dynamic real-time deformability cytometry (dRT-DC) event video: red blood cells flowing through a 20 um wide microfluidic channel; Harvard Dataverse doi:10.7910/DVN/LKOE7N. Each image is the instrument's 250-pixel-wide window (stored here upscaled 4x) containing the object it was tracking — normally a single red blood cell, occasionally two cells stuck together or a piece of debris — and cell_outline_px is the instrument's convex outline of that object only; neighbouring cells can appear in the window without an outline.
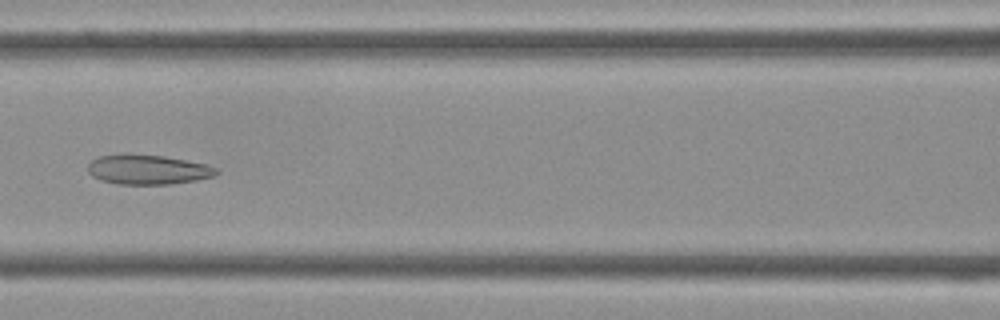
{"species": "Egyptian fruit bat (a non-hibernating species)", "species_latin": "Rousettus aegyptiacus", "temperature_condition": "cold", "stored_images_in_passage": 44, "camera_frame_rate_fps": 3000, "um_per_image_px": 0.085, "frame": {"image": 1, "passage_image": 19, "time_ms": 6.0, "image_size_px": [1000, 320], "cell_outline_px": [[220, 172], [216, 176], [196, 180], [172, 184], [120, 184], [100, 180], [92, 176], [88, 172], [88, 164], [96, 156], [120, 152], [128, 152], [164, 156], [208, 164], [216, 168]], "centroid_in_image_um": [12.54, 14.38], "position_along_channel_um": 154.1, "area_um2": 22.89}}
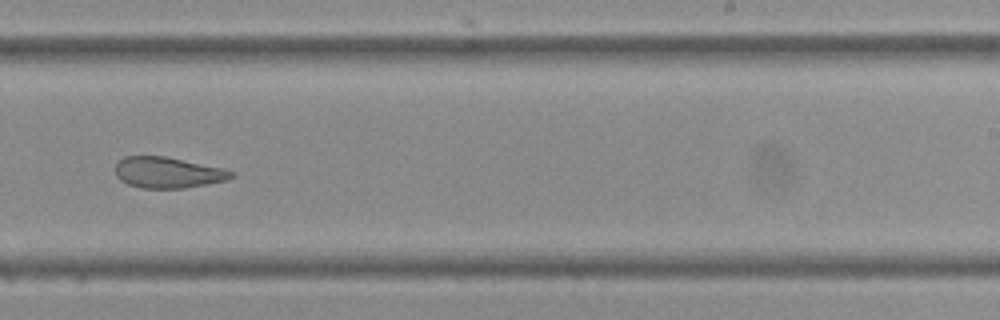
{"frame": {"image": 2, "passage_image": 27, "time_ms": 8.667, "image_size_px": [1000, 320], "cell_outline_px": [[236, 176], [228, 180], [184, 188], [144, 188], [128, 184], [120, 180], [116, 176], [116, 164], [124, 156], [164, 156], [224, 168], [236, 172]], "centroid_in_image_um": [14.31, 14.66], "position_along_channel_um": 274.7, "area_um2": 20.98}}
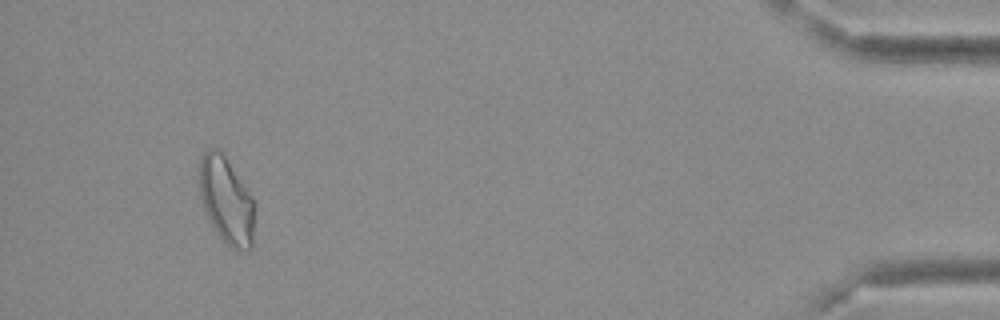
{"frame": {"image": 3, "passage_image": 41, "time_ms": 13.333, "image_size_px": [1000, 320], "cell_outline_px": [[252, 248], [248, 252], [232, 248], [216, 232], [208, 220], [200, 196], [200, 160], [204, 152], [208, 148], [220, 148], [252, 196]], "centroid_in_image_um": [19.21, 17.01], "position_along_channel_um": 416.0, "area_um2": 27.51}}